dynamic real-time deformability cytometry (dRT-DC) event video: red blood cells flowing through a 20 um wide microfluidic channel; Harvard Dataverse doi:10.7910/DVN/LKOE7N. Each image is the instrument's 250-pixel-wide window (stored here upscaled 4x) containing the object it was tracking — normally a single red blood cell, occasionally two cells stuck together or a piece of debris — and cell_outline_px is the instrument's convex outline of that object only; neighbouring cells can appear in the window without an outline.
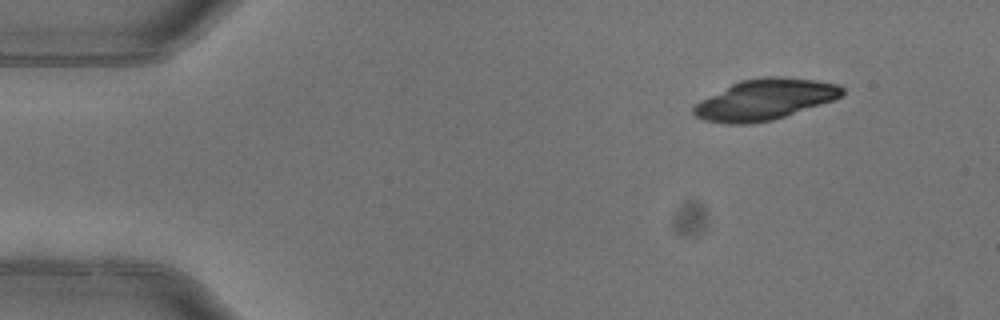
{"species": "common noctule bat (a hibernating species)", "species_latin": "Nyctalus noctula", "temperature_condition": "warm", "stored_images_in_passage": 6, "segment_of_instrument_passage": [2, 2], "camera_frame_rate_fps": 3000, "um_per_image_px": 0.085, "animal": {"sex": "female"}, "frame": {"image": 1, "passage_image": 6, "time_ms": 1.667, "image_size_px": [1000, 320], "cell_outline_px": [[844, 96], [772, 120], [752, 124], [728, 124], [704, 120], [696, 116], [692, 112], [692, 108], [700, 100], [740, 80], [764, 76], [776, 76], [816, 80], [840, 84], [844, 88]], "centroid_in_image_um": [65.01, 8.45], "position_along_channel_um": 20.0, "area_um2": 35.2}}